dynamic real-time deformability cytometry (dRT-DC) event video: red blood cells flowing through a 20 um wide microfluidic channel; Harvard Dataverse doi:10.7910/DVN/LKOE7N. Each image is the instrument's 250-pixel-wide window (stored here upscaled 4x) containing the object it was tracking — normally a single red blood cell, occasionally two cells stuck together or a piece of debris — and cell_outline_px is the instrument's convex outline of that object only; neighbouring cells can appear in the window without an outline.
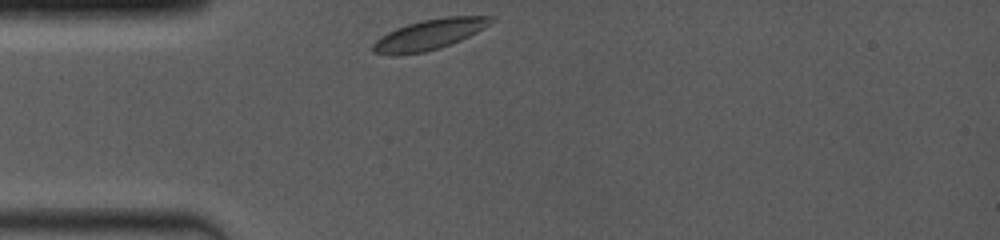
{"species": "common noctule bat (a hibernating species)", "species_latin": "Nyctalus noctula", "temperature_condition": "room temperature", "stored_images_in_passage": 5, "camera_frame_rate_fps": 4000, "um_per_image_px": 0.085, "animal": {"sex": "female", "body_mass_g": 19.0, "forearm_length_mm": 53.3}, "frame": {"image": 1, "passage_image": 1, "time_ms": 0.0, "image_size_px": [1000, 240], "cell_outline_px": [[496, 20], [484, 28], [460, 40], [440, 48], [424, 52], [396, 56], [392, 56], [372, 52], [372, 44], [380, 36], [396, 28], [420, 20], [448, 16], [496, 16]], "centroid_in_image_um": [36.48, 2.94], "position_along_channel_um": 48.5, "area_um2": 21.1}}
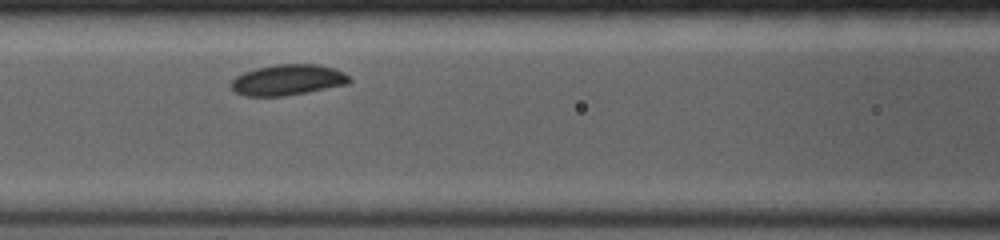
{"frame": {"image": 2, "passage_image": 4, "time_ms": 2.75, "image_size_px": [1000, 240], "cell_outline_px": [[352, 80], [348, 84], [308, 92], [284, 96], [244, 96], [236, 92], [232, 88], [232, 80], [236, 76], [244, 72], [256, 68], [276, 64], [320, 64], [336, 68], [344, 72]], "centroid_in_image_um": [24.5, 6.78], "position_along_channel_um": 142.1, "area_um2": 21.33}}
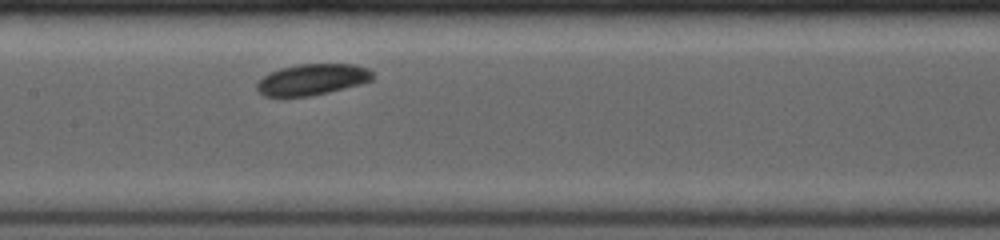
{"frame": {"image": 3, "passage_image": 5, "time_ms": 3.75, "image_size_px": [1000, 240], "cell_outline_px": [[372, 80], [360, 84], [328, 92], [308, 96], [264, 96], [256, 88], [256, 84], [264, 76], [280, 68], [300, 64], [356, 64], [368, 68], [372, 72]], "centroid_in_image_um": [26.55, 6.75], "position_along_channel_um": 180.8, "area_um2": 20.75}}